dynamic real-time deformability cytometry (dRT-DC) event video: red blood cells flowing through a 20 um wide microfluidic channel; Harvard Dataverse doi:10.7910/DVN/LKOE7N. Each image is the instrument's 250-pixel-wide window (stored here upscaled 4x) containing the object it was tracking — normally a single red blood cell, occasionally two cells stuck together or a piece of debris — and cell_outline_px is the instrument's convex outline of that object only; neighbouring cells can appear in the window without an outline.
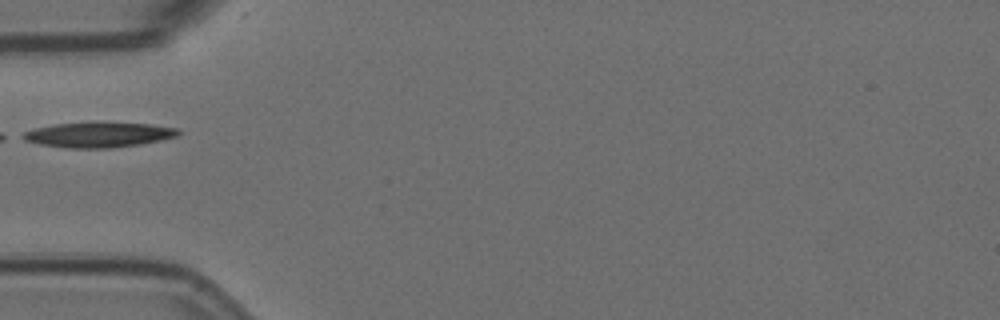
{"species": "Egyptian fruit bat (a non-hibernating species)", "species_latin": "Rousettus aegyptiacus", "temperature_condition": "room temperature", "stored_images_in_passage": 6, "camera_frame_rate_fps": 3000, "um_per_image_px": 0.085, "animal": {"sex": "female"}, "frame": {"image": 1, "passage_image": 1, "time_ms": 0.0, "image_size_px": [1000, 320], "cell_outline_px": [[180, 132], [176, 136], [160, 140], [140, 144], [112, 148], [72, 148], [40, 144], [24, 140], [16, 136], [24, 132], [36, 128], [56, 124], [152, 124], [180, 128]], "centroid_in_image_um": [8.36, 11.48], "position_along_channel_um": 76.6, "area_um2": 22.08}}
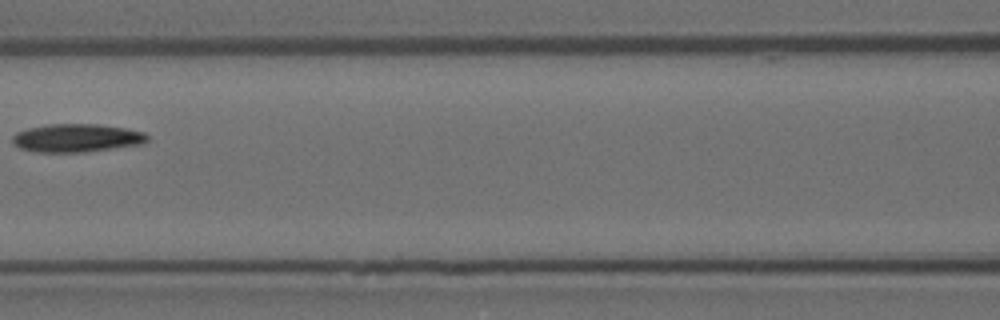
{"frame": {"image": 2, "passage_image": 3, "time_ms": 0.667, "image_size_px": [1000, 320], "cell_outline_px": [[148, 140], [144, 144], [84, 152], [36, 152], [20, 148], [12, 144], [12, 136], [16, 132], [28, 128], [48, 124], [100, 124], [124, 128], [144, 132], [148, 136]], "centroid_in_image_um": [6.51, 11.73], "position_along_channel_um": 160.1, "area_um2": 22.31}}
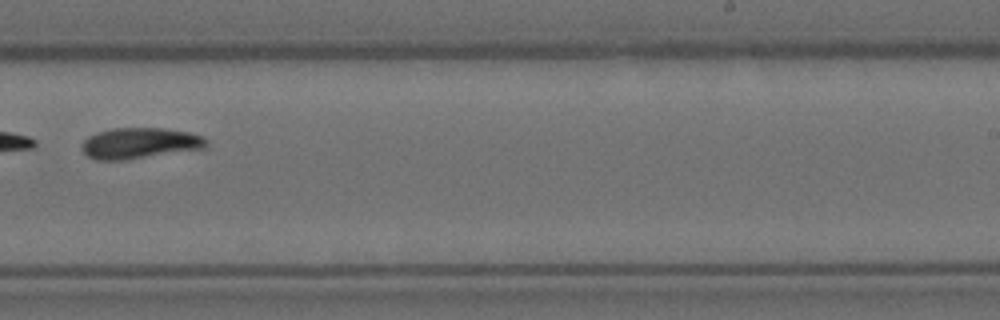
{"frame": {"image": 3, "passage_image": 6, "time_ms": 1.667, "image_size_px": [1000, 320], "cell_outline_px": [[208, 148], [128, 160], [96, 160], [88, 156], [80, 148], [80, 144], [88, 136], [96, 132], [112, 128], [160, 128], [188, 132], [204, 136], [208, 140]], "centroid_in_image_um": [11.89, 12.18], "position_along_channel_um": 277.1, "area_um2": 22.89}}